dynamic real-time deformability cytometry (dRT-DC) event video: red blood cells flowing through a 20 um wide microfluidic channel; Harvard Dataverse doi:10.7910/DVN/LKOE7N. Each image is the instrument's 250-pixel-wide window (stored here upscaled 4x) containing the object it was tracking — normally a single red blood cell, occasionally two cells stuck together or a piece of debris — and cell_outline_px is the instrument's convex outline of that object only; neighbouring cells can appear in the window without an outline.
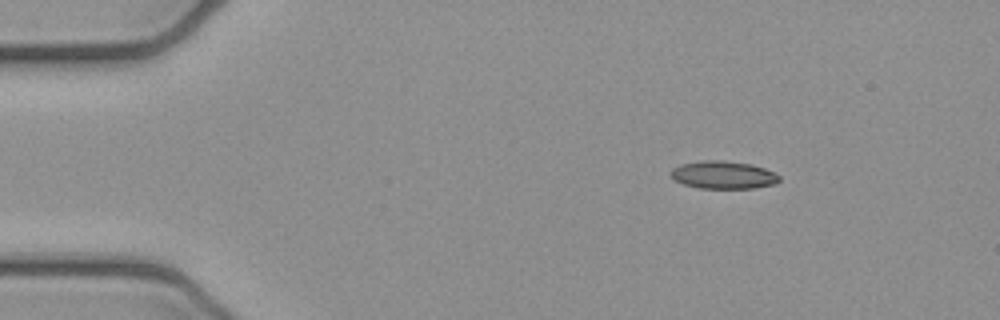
{"species": "common noctule bat (a hibernating species)", "species_latin": "Nyctalus noctula", "temperature_condition": "cold", "stored_images_in_passage": 45, "camera_frame_rate_fps": 3000, "um_per_image_px": 0.085, "animal": {"sex": "female", "body_mass_g": 21.9}, "frame": {"image": 1, "passage_image": 1, "time_ms": 0.0, "image_size_px": [1000, 320], "cell_outline_px": [[780, 180], [776, 184], [756, 188], [700, 188], [684, 184], [676, 180], [668, 172], [672, 168], [680, 164], [700, 160], [724, 160], [752, 164], [764, 168], [780, 176]], "centroid_in_image_um": [61.48, 14.86], "position_along_channel_um": 23.5, "area_um2": 17.69}}
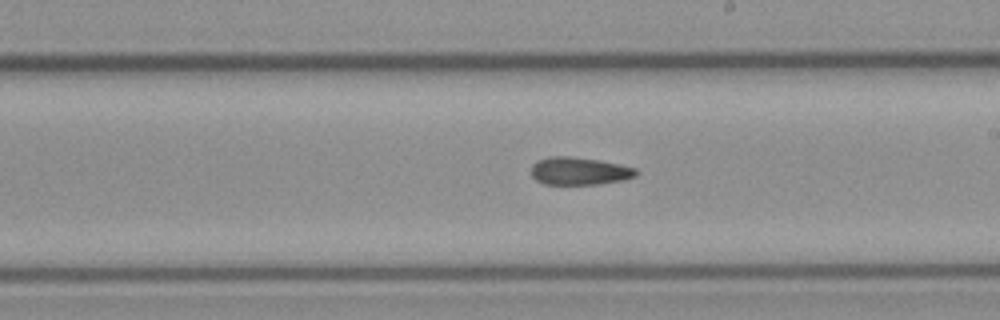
{"frame": {"image": 2, "passage_image": 23, "time_ms": 7.333, "image_size_px": [1000, 320], "cell_outline_px": [[640, 172], [636, 176], [624, 180], [600, 184], [544, 184], [536, 180], [532, 176], [532, 164], [536, 160], [552, 156], [572, 156], [600, 160], [620, 164], [636, 168]], "centroid_in_image_um": [49.27, 14.53], "position_along_channel_um": 239.7, "area_um2": 17.17}}
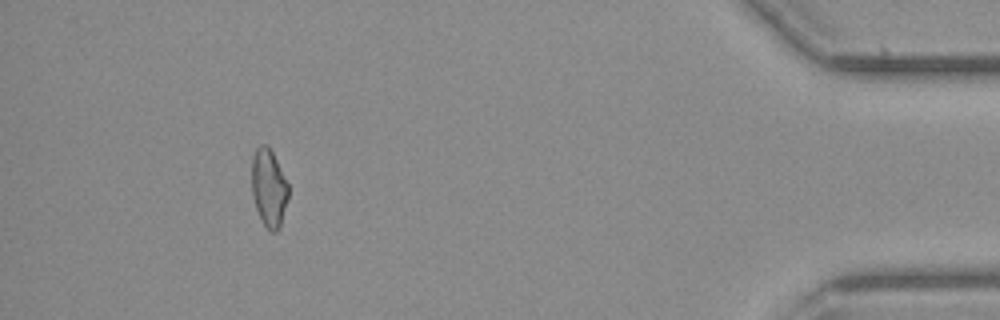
{"frame": {"image": 3, "passage_image": 41, "time_ms": 13.333, "image_size_px": [1000, 320], "cell_outline_px": [[288, 200], [280, 228], [276, 232], [272, 232], [264, 224], [256, 208], [252, 196], [252, 156], [256, 148], [260, 144], [268, 144], [288, 184]], "centroid_in_image_um": [22.85, 15.96], "position_along_channel_um": 412.4, "area_um2": 16.59}, "authors_computed_cell_mechanics": {"area_um2": 17.3978, "velocity_mm_per_s": 3.949, "shape_relaxation_time_tau1_ms": null, "shape_relaxation_time_tau2_ms": 9.5394, "deformation_change_tau1": null, "deformation_change_tau2": 0.1903}}